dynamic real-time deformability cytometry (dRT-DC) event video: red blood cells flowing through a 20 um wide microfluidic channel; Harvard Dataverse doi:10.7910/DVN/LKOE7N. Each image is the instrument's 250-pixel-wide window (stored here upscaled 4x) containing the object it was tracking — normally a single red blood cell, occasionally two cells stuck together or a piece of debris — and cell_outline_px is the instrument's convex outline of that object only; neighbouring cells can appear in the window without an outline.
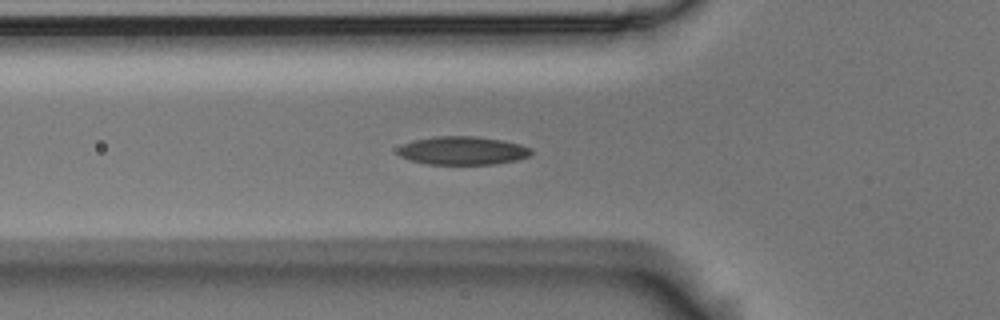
{"species": "Egyptian fruit bat (a non-hibernating species)", "species_latin": "Rousettus aegyptiacus", "temperature_condition": "room temperature", "stored_images_in_passage": 40, "camera_frame_rate_fps": 3000, "um_per_image_px": 0.085, "animal": {"sex": "male"}, "frame": {"image": 1, "passage_image": 2, "time_ms": 0.333, "image_size_px": [1000, 320], "cell_outline_px": [[532, 152], [528, 156], [516, 160], [492, 164], [428, 164], [408, 160], [400, 156], [396, 152], [404, 144], [412, 140], [436, 136], [476, 136], [500, 140], [520, 144], [532, 148]], "centroid_in_image_um": [39.3, 12.8], "position_along_channel_um": 86.5, "area_um2": 21.96}}
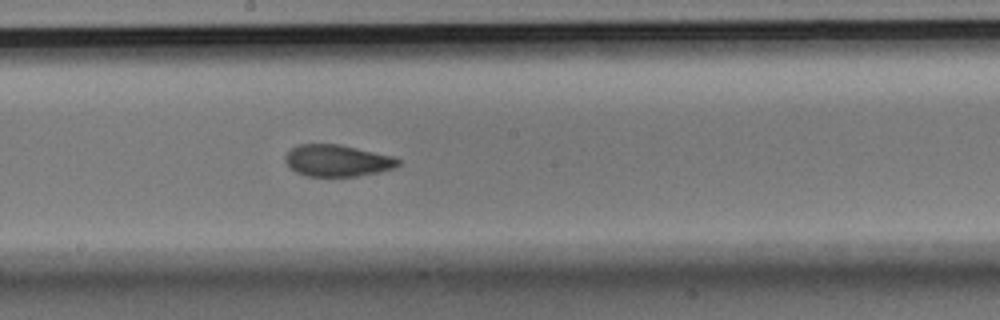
{"frame": {"image": 2, "passage_image": 13, "time_ms": 4.0, "image_size_px": [1000, 320], "cell_outline_px": [[400, 164], [392, 168], [380, 172], [356, 176], [304, 176], [296, 172], [284, 160], [284, 156], [292, 148], [300, 144], [340, 144], [392, 156], [400, 160]], "centroid_in_image_um": [28.66, 13.65], "position_along_channel_um": 219.5, "area_um2": 20.75}}
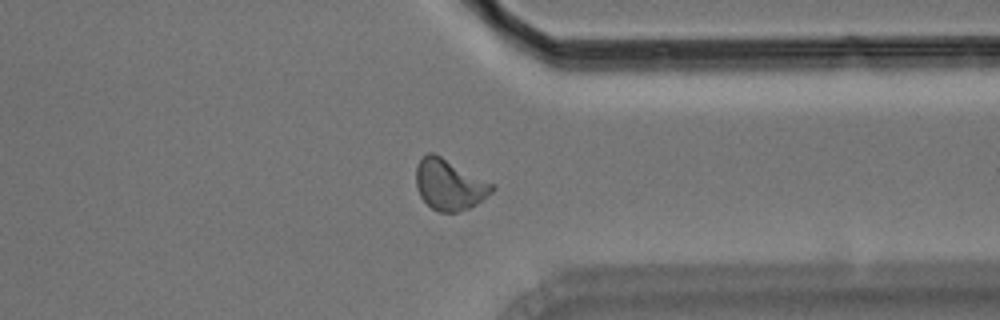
{"frame": {"image": 3, "passage_image": 26, "time_ms": 8.333, "image_size_px": [1000, 320], "cell_outline_px": [[496, 188], [492, 192], [476, 204], [468, 208], [456, 212], [440, 212], [432, 208], [420, 196], [416, 188], [416, 164], [428, 152], [432, 152], [440, 156], [492, 184]], "centroid_in_image_um": [38.15, 15.7], "position_along_channel_um": 373.2, "area_um2": 21.96}}